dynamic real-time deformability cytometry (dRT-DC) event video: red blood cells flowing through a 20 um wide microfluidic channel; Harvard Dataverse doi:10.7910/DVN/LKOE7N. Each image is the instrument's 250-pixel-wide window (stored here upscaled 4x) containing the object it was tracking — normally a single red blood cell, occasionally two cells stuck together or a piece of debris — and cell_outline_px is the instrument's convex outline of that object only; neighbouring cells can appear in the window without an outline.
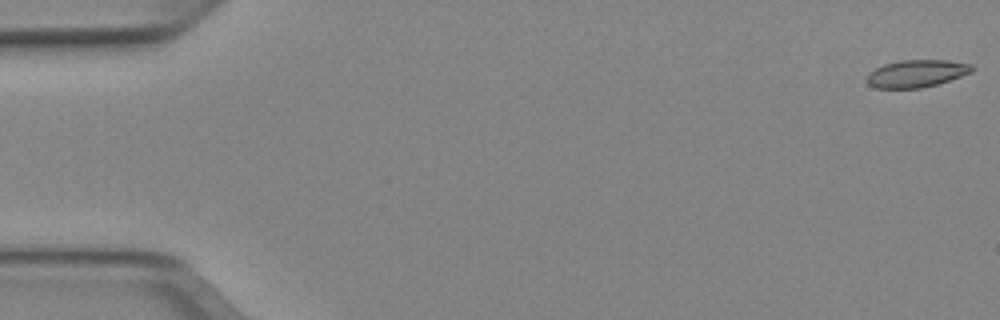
{"species": "Egyptian fruit bat (a non-hibernating species)", "species_latin": "Rousettus aegyptiacus", "temperature_condition": "cold", "stored_images_in_passage": 51, "camera_frame_rate_fps": 3000, "um_per_image_px": 0.085, "animal": {"sex": "female"}, "frame": {"image": 1, "passage_image": 1, "time_ms": 0.0, "image_size_px": [1000, 320], "cell_outline_px": [[972, 72], [936, 84], [920, 88], [876, 88], [868, 84], [864, 80], [876, 68], [884, 64], [900, 60], [948, 60], [972, 64]], "centroid_in_image_um": [77.89, 6.24], "position_along_channel_um": 7.1, "area_um2": 16.59}}
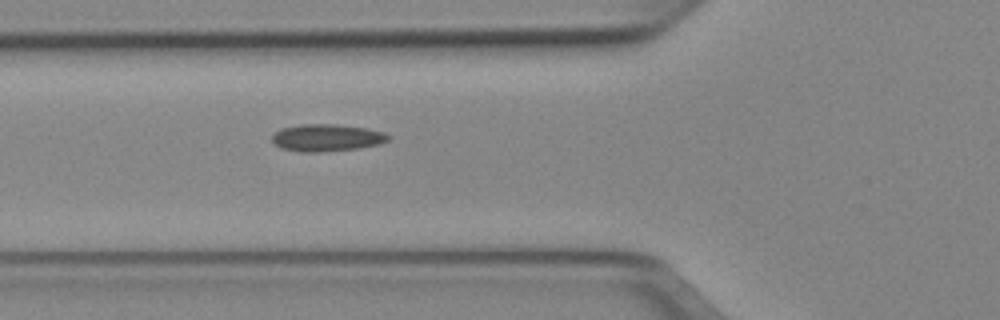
{"frame": {"image": 2, "passage_image": 19, "time_ms": 6.0, "image_size_px": [1000, 320], "cell_outline_px": [[392, 136], [388, 140], [380, 144], [360, 148], [320, 152], [300, 152], [280, 148], [272, 140], [272, 136], [280, 128], [300, 124], [336, 124], [368, 128], [384, 132]], "centroid_in_image_um": [27.8, 11.7], "position_along_channel_um": 98.0, "area_um2": 18.61}}
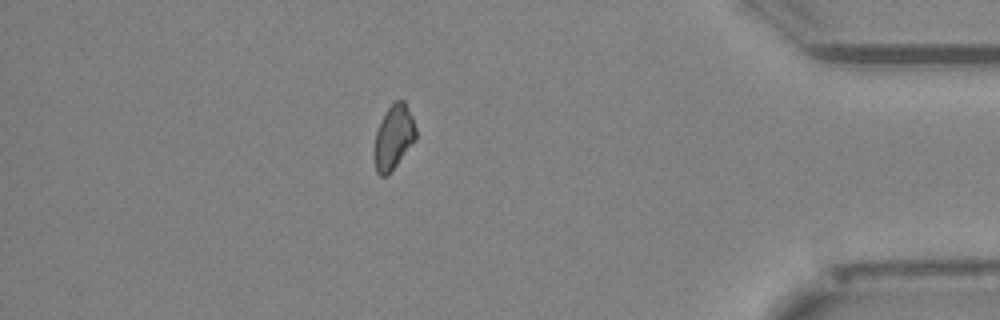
{"frame": {"image": 3, "passage_image": 45, "time_ms": 14.667, "image_size_px": [1000, 320], "cell_outline_px": [[416, 140], [388, 176], [380, 176], [376, 172], [372, 156], [372, 152], [376, 132], [388, 108], [396, 100], [404, 100], [412, 116], [416, 128]], "centroid_in_image_um": [33.44, 11.73], "position_along_channel_um": 401.8, "area_um2": 15.84}, "authors_computed_cell_mechanics": {"area_um2": 16.8776, "velocity_mm_per_s": 3.9692, "shape_relaxation_time_tau1_ms": null, "shape_relaxation_time_tau2_ms": 10.5781, "deformation_change_tau1": null, "deformation_change_tau2": 0.1557}}